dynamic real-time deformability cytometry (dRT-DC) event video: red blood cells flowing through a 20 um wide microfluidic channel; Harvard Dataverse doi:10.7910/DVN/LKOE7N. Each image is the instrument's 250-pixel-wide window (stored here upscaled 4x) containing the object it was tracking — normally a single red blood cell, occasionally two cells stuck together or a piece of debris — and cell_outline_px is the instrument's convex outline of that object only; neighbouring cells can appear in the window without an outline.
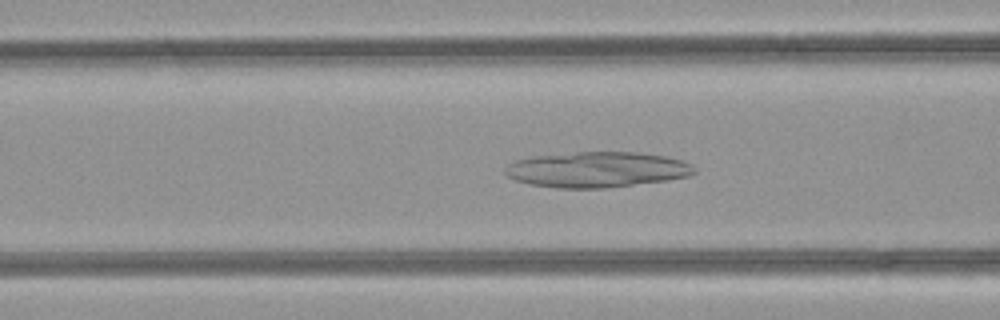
{"species": "common noctule bat (a hibernating species)", "species_latin": "Nyctalus noctula", "temperature_condition": "room temperature", "stored_images_in_passage": 47, "camera_frame_rate_fps": 3000, "um_per_image_px": 0.085, "animal": {"sex": "female", "body_mass_g": 21.9}, "frame": {"image": 1, "passage_image": 18, "time_ms": 5.667, "image_size_px": [1000, 320], "cell_outline_px": [[696, 172], [688, 176], [668, 180], [604, 188], [556, 188], [528, 184], [516, 180], [508, 176], [504, 172], [504, 168], [508, 164], [516, 160], [532, 156], [576, 152], [636, 152], [664, 156], [680, 160], [692, 164], [696, 168]], "centroid_in_image_um": [50.72, 14.41], "position_along_channel_um": 115.9, "area_um2": 39.25}}
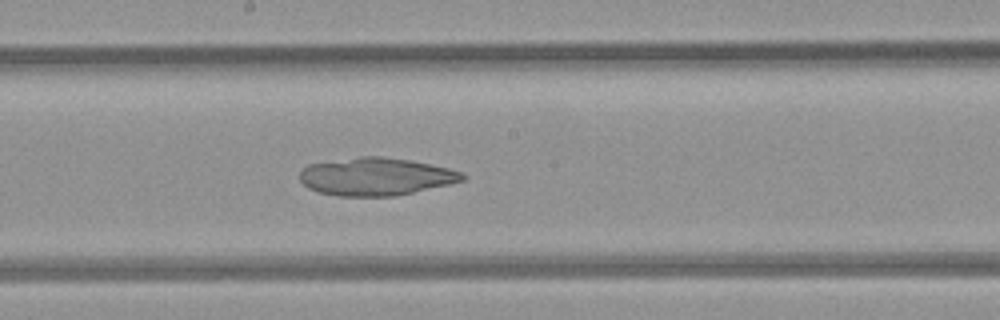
{"frame": {"image": 2, "passage_image": 25, "time_ms": 8.0, "image_size_px": [1000, 320], "cell_outline_px": [[468, 176], [464, 180], [448, 184], [396, 196], [340, 196], [316, 192], [308, 188], [300, 180], [300, 168], [308, 164], [360, 156], [380, 156], [408, 160], [448, 168], [464, 172]], "centroid_in_image_um": [31.92, 15.01], "position_along_channel_um": 216.3, "area_um2": 35.84}}
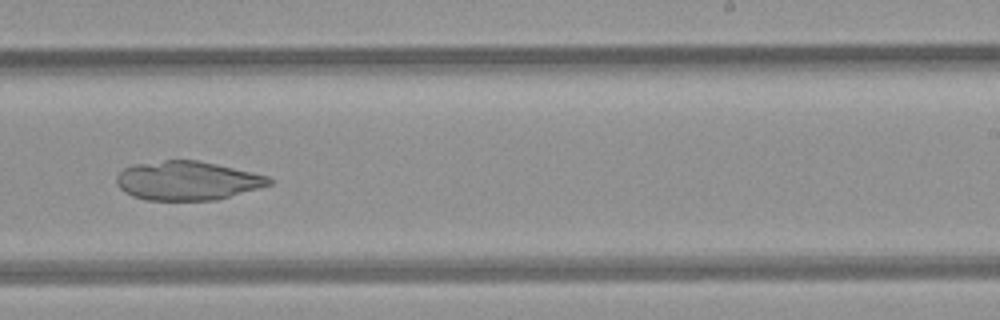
{"frame": {"image": 3, "passage_image": 29, "time_ms": 9.333, "image_size_px": [1000, 320], "cell_outline_px": [[272, 184], [216, 200], [144, 200], [132, 196], [124, 192], [116, 184], [116, 176], [124, 168], [132, 164], [164, 160], [196, 160], [216, 164], [252, 172], [268, 176], [272, 180]], "centroid_in_image_um": [15.88, 15.36], "position_along_channel_um": 273.1, "area_um2": 34.62}}